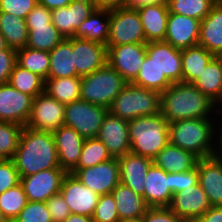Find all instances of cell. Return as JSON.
I'll list each match as a JSON object with an SVG mask.
<instances>
[{"mask_svg": "<svg viewBox=\"0 0 222 222\" xmlns=\"http://www.w3.org/2000/svg\"><path fill=\"white\" fill-rule=\"evenodd\" d=\"M160 113L169 122L195 118H220L217 104L193 84H171L160 94Z\"/></svg>", "mask_w": 222, "mask_h": 222, "instance_id": "obj_1", "label": "cell"}, {"mask_svg": "<svg viewBox=\"0 0 222 222\" xmlns=\"http://www.w3.org/2000/svg\"><path fill=\"white\" fill-rule=\"evenodd\" d=\"M20 177L52 168H60L51 131L23 127L18 147L12 158Z\"/></svg>", "mask_w": 222, "mask_h": 222, "instance_id": "obj_2", "label": "cell"}, {"mask_svg": "<svg viewBox=\"0 0 222 222\" xmlns=\"http://www.w3.org/2000/svg\"><path fill=\"white\" fill-rule=\"evenodd\" d=\"M219 118L185 119L169 123L170 143L199 159L218 154Z\"/></svg>", "mask_w": 222, "mask_h": 222, "instance_id": "obj_3", "label": "cell"}, {"mask_svg": "<svg viewBox=\"0 0 222 222\" xmlns=\"http://www.w3.org/2000/svg\"><path fill=\"white\" fill-rule=\"evenodd\" d=\"M130 152L153 159L170 143L169 122L161 113L128 122Z\"/></svg>", "mask_w": 222, "mask_h": 222, "instance_id": "obj_4", "label": "cell"}, {"mask_svg": "<svg viewBox=\"0 0 222 222\" xmlns=\"http://www.w3.org/2000/svg\"><path fill=\"white\" fill-rule=\"evenodd\" d=\"M128 82L109 64L81 77L80 99L107 109Z\"/></svg>", "mask_w": 222, "mask_h": 222, "instance_id": "obj_5", "label": "cell"}, {"mask_svg": "<svg viewBox=\"0 0 222 222\" xmlns=\"http://www.w3.org/2000/svg\"><path fill=\"white\" fill-rule=\"evenodd\" d=\"M108 112L130 121L160 113V93L128 83L116 96Z\"/></svg>", "mask_w": 222, "mask_h": 222, "instance_id": "obj_6", "label": "cell"}, {"mask_svg": "<svg viewBox=\"0 0 222 222\" xmlns=\"http://www.w3.org/2000/svg\"><path fill=\"white\" fill-rule=\"evenodd\" d=\"M107 113L106 107L79 99L65 105L64 125L73 128L84 139L95 138Z\"/></svg>", "mask_w": 222, "mask_h": 222, "instance_id": "obj_7", "label": "cell"}, {"mask_svg": "<svg viewBox=\"0 0 222 222\" xmlns=\"http://www.w3.org/2000/svg\"><path fill=\"white\" fill-rule=\"evenodd\" d=\"M146 43L145 33L136 8L110 10V29L106 47Z\"/></svg>", "mask_w": 222, "mask_h": 222, "instance_id": "obj_8", "label": "cell"}, {"mask_svg": "<svg viewBox=\"0 0 222 222\" xmlns=\"http://www.w3.org/2000/svg\"><path fill=\"white\" fill-rule=\"evenodd\" d=\"M79 181L98 195L109 194L120 183V165L118 158L83 169H72Z\"/></svg>", "mask_w": 222, "mask_h": 222, "instance_id": "obj_9", "label": "cell"}, {"mask_svg": "<svg viewBox=\"0 0 222 222\" xmlns=\"http://www.w3.org/2000/svg\"><path fill=\"white\" fill-rule=\"evenodd\" d=\"M65 104L45 91L33 98L32 110L26 127L34 130L54 131L64 125Z\"/></svg>", "mask_w": 222, "mask_h": 222, "instance_id": "obj_10", "label": "cell"}, {"mask_svg": "<svg viewBox=\"0 0 222 222\" xmlns=\"http://www.w3.org/2000/svg\"><path fill=\"white\" fill-rule=\"evenodd\" d=\"M146 45L147 43H131L107 47V63L131 83L137 77L146 57Z\"/></svg>", "mask_w": 222, "mask_h": 222, "instance_id": "obj_11", "label": "cell"}, {"mask_svg": "<svg viewBox=\"0 0 222 222\" xmlns=\"http://www.w3.org/2000/svg\"><path fill=\"white\" fill-rule=\"evenodd\" d=\"M67 172L62 168H52L30 176L20 177L28 201L46 202L51 196L60 193L61 184Z\"/></svg>", "mask_w": 222, "mask_h": 222, "instance_id": "obj_12", "label": "cell"}, {"mask_svg": "<svg viewBox=\"0 0 222 222\" xmlns=\"http://www.w3.org/2000/svg\"><path fill=\"white\" fill-rule=\"evenodd\" d=\"M33 97L20 92L8 82L0 84V121L26 126Z\"/></svg>", "mask_w": 222, "mask_h": 222, "instance_id": "obj_13", "label": "cell"}, {"mask_svg": "<svg viewBox=\"0 0 222 222\" xmlns=\"http://www.w3.org/2000/svg\"><path fill=\"white\" fill-rule=\"evenodd\" d=\"M60 193L71 214L93 216L100 195L82 184L74 174L67 173L64 176Z\"/></svg>", "mask_w": 222, "mask_h": 222, "instance_id": "obj_14", "label": "cell"}, {"mask_svg": "<svg viewBox=\"0 0 222 222\" xmlns=\"http://www.w3.org/2000/svg\"><path fill=\"white\" fill-rule=\"evenodd\" d=\"M168 207L178 217L188 222H196L211 207V204L198 183L173 194Z\"/></svg>", "mask_w": 222, "mask_h": 222, "instance_id": "obj_15", "label": "cell"}, {"mask_svg": "<svg viewBox=\"0 0 222 222\" xmlns=\"http://www.w3.org/2000/svg\"><path fill=\"white\" fill-rule=\"evenodd\" d=\"M93 0H72L66 7L51 10L52 24L65 38L74 37L79 25L96 9Z\"/></svg>", "mask_w": 222, "mask_h": 222, "instance_id": "obj_16", "label": "cell"}, {"mask_svg": "<svg viewBox=\"0 0 222 222\" xmlns=\"http://www.w3.org/2000/svg\"><path fill=\"white\" fill-rule=\"evenodd\" d=\"M76 76H85L102 68L108 60L106 45L72 37Z\"/></svg>", "mask_w": 222, "mask_h": 222, "instance_id": "obj_17", "label": "cell"}, {"mask_svg": "<svg viewBox=\"0 0 222 222\" xmlns=\"http://www.w3.org/2000/svg\"><path fill=\"white\" fill-rule=\"evenodd\" d=\"M146 55L172 83L182 82L181 50L165 41L147 42Z\"/></svg>", "mask_w": 222, "mask_h": 222, "instance_id": "obj_18", "label": "cell"}, {"mask_svg": "<svg viewBox=\"0 0 222 222\" xmlns=\"http://www.w3.org/2000/svg\"><path fill=\"white\" fill-rule=\"evenodd\" d=\"M200 24L195 18L169 12L164 41L180 50L198 45Z\"/></svg>", "mask_w": 222, "mask_h": 222, "instance_id": "obj_19", "label": "cell"}, {"mask_svg": "<svg viewBox=\"0 0 222 222\" xmlns=\"http://www.w3.org/2000/svg\"><path fill=\"white\" fill-rule=\"evenodd\" d=\"M128 122L109 112L104 117L98 138L107 147L112 158H120L130 152Z\"/></svg>", "mask_w": 222, "mask_h": 222, "instance_id": "obj_20", "label": "cell"}, {"mask_svg": "<svg viewBox=\"0 0 222 222\" xmlns=\"http://www.w3.org/2000/svg\"><path fill=\"white\" fill-rule=\"evenodd\" d=\"M198 181L211 206H222V158L215 156L199 159Z\"/></svg>", "mask_w": 222, "mask_h": 222, "instance_id": "obj_21", "label": "cell"}, {"mask_svg": "<svg viewBox=\"0 0 222 222\" xmlns=\"http://www.w3.org/2000/svg\"><path fill=\"white\" fill-rule=\"evenodd\" d=\"M173 193L171 191V172L152 164L145 176L143 199L149 208L168 207Z\"/></svg>", "mask_w": 222, "mask_h": 222, "instance_id": "obj_22", "label": "cell"}, {"mask_svg": "<svg viewBox=\"0 0 222 222\" xmlns=\"http://www.w3.org/2000/svg\"><path fill=\"white\" fill-rule=\"evenodd\" d=\"M60 168L69 173L78 163L82 152L84 138L73 128L61 126L52 131Z\"/></svg>", "mask_w": 222, "mask_h": 222, "instance_id": "obj_23", "label": "cell"}, {"mask_svg": "<svg viewBox=\"0 0 222 222\" xmlns=\"http://www.w3.org/2000/svg\"><path fill=\"white\" fill-rule=\"evenodd\" d=\"M118 161L120 165V183L143 196L145 176L153 164V160L129 152L118 158Z\"/></svg>", "mask_w": 222, "mask_h": 222, "instance_id": "obj_24", "label": "cell"}, {"mask_svg": "<svg viewBox=\"0 0 222 222\" xmlns=\"http://www.w3.org/2000/svg\"><path fill=\"white\" fill-rule=\"evenodd\" d=\"M136 9L143 25L146 43L164 41L169 14L168 4H150Z\"/></svg>", "mask_w": 222, "mask_h": 222, "instance_id": "obj_25", "label": "cell"}, {"mask_svg": "<svg viewBox=\"0 0 222 222\" xmlns=\"http://www.w3.org/2000/svg\"><path fill=\"white\" fill-rule=\"evenodd\" d=\"M198 45L215 56L222 54V2L217 1L201 21Z\"/></svg>", "mask_w": 222, "mask_h": 222, "instance_id": "obj_26", "label": "cell"}, {"mask_svg": "<svg viewBox=\"0 0 222 222\" xmlns=\"http://www.w3.org/2000/svg\"><path fill=\"white\" fill-rule=\"evenodd\" d=\"M152 160L155 166L164 169L167 173H179L195 168L199 158L169 143Z\"/></svg>", "mask_w": 222, "mask_h": 222, "instance_id": "obj_27", "label": "cell"}, {"mask_svg": "<svg viewBox=\"0 0 222 222\" xmlns=\"http://www.w3.org/2000/svg\"><path fill=\"white\" fill-rule=\"evenodd\" d=\"M110 29V10L96 8L76 30L74 37L86 41L107 44Z\"/></svg>", "mask_w": 222, "mask_h": 222, "instance_id": "obj_28", "label": "cell"}, {"mask_svg": "<svg viewBox=\"0 0 222 222\" xmlns=\"http://www.w3.org/2000/svg\"><path fill=\"white\" fill-rule=\"evenodd\" d=\"M193 85L214 101L222 112V66L217 56L209 62Z\"/></svg>", "mask_w": 222, "mask_h": 222, "instance_id": "obj_29", "label": "cell"}, {"mask_svg": "<svg viewBox=\"0 0 222 222\" xmlns=\"http://www.w3.org/2000/svg\"><path fill=\"white\" fill-rule=\"evenodd\" d=\"M111 193L117 205L120 221L142 217L149 208L143 196L122 183H119Z\"/></svg>", "mask_w": 222, "mask_h": 222, "instance_id": "obj_30", "label": "cell"}, {"mask_svg": "<svg viewBox=\"0 0 222 222\" xmlns=\"http://www.w3.org/2000/svg\"><path fill=\"white\" fill-rule=\"evenodd\" d=\"M214 57L215 55L201 45L182 49V82L193 84Z\"/></svg>", "mask_w": 222, "mask_h": 222, "instance_id": "obj_31", "label": "cell"}, {"mask_svg": "<svg viewBox=\"0 0 222 222\" xmlns=\"http://www.w3.org/2000/svg\"><path fill=\"white\" fill-rule=\"evenodd\" d=\"M50 68L47 79L67 78L76 76L72 37L65 38L50 52Z\"/></svg>", "mask_w": 222, "mask_h": 222, "instance_id": "obj_32", "label": "cell"}, {"mask_svg": "<svg viewBox=\"0 0 222 222\" xmlns=\"http://www.w3.org/2000/svg\"><path fill=\"white\" fill-rule=\"evenodd\" d=\"M0 32L4 36L7 46L11 49L17 51L26 47L28 29L25 19L0 12Z\"/></svg>", "mask_w": 222, "mask_h": 222, "instance_id": "obj_33", "label": "cell"}, {"mask_svg": "<svg viewBox=\"0 0 222 222\" xmlns=\"http://www.w3.org/2000/svg\"><path fill=\"white\" fill-rule=\"evenodd\" d=\"M44 91L63 104H69L80 99L81 77L46 79Z\"/></svg>", "mask_w": 222, "mask_h": 222, "instance_id": "obj_34", "label": "cell"}, {"mask_svg": "<svg viewBox=\"0 0 222 222\" xmlns=\"http://www.w3.org/2000/svg\"><path fill=\"white\" fill-rule=\"evenodd\" d=\"M27 29L28 41L26 47L30 49L50 52L65 39L52 22L46 26H27Z\"/></svg>", "mask_w": 222, "mask_h": 222, "instance_id": "obj_35", "label": "cell"}, {"mask_svg": "<svg viewBox=\"0 0 222 222\" xmlns=\"http://www.w3.org/2000/svg\"><path fill=\"white\" fill-rule=\"evenodd\" d=\"M131 84L154 90L160 94L164 92L172 83L161 73L158 66L146 55L137 77Z\"/></svg>", "mask_w": 222, "mask_h": 222, "instance_id": "obj_36", "label": "cell"}, {"mask_svg": "<svg viewBox=\"0 0 222 222\" xmlns=\"http://www.w3.org/2000/svg\"><path fill=\"white\" fill-rule=\"evenodd\" d=\"M8 83L20 92L33 98L43 93L45 86V81L40 76L30 72L18 63L14 66Z\"/></svg>", "mask_w": 222, "mask_h": 222, "instance_id": "obj_37", "label": "cell"}, {"mask_svg": "<svg viewBox=\"0 0 222 222\" xmlns=\"http://www.w3.org/2000/svg\"><path fill=\"white\" fill-rule=\"evenodd\" d=\"M17 63L30 72L37 74L44 81L48 78L50 54L47 51L24 47L17 50Z\"/></svg>", "mask_w": 222, "mask_h": 222, "instance_id": "obj_38", "label": "cell"}, {"mask_svg": "<svg viewBox=\"0 0 222 222\" xmlns=\"http://www.w3.org/2000/svg\"><path fill=\"white\" fill-rule=\"evenodd\" d=\"M112 158L107 147L98 138H88L83 142L82 152L77 165L73 169H83L98 165Z\"/></svg>", "mask_w": 222, "mask_h": 222, "instance_id": "obj_39", "label": "cell"}, {"mask_svg": "<svg viewBox=\"0 0 222 222\" xmlns=\"http://www.w3.org/2000/svg\"><path fill=\"white\" fill-rule=\"evenodd\" d=\"M217 0H169L170 13L185 15L202 21Z\"/></svg>", "mask_w": 222, "mask_h": 222, "instance_id": "obj_40", "label": "cell"}, {"mask_svg": "<svg viewBox=\"0 0 222 222\" xmlns=\"http://www.w3.org/2000/svg\"><path fill=\"white\" fill-rule=\"evenodd\" d=\"M28 203L21 184L0 194V209L8 222H13Z\"/></svg>", "mask_w": 222, "mask_h": 222, "instance_id": "obj_41", "label": "cell"}, {"mask_svg": "<svg viewBox=\"0 0 222 222\" xmlns=\"http://www.w3.org/2000/svg\"><path fill=\"white\" fill-rule=\"evenodd\" d=\"M23 126L0 121V155L12 159L18 147Z\"/></svg>", "mask_w": 222, "mask_h": 222, "instance_id": "obj_42", "label": "cell"}, {"mask_svg": "<svg viewBox=\"0 0 222 222\" xmlns=\"http://www.w3.org/2000/svg\"><path fill=\"white\" fill-rule=\"evenodd\" d=\"M13 222H53V220L46 202L28 201Z\"/></svg>", "mask_w": 222, "mask_h": 222, "instance_id": "obj_43", "label": "cell"}, {"mask_svg": "<svg viewBox=\"0 0 222 222\" xmlns=\"http://www.w3.org/2000/svg\"><path fill=\"white\" fill-rule=\"evenodd\" d=\"M92 217L94 222H121L112 193L100 195Z\"/></svg>", "mask_w": 222, "mask_h": 222, "instance_id": "obj_44", "label": "cell"}, {"mask_svg": "<svg viewBox=\"0 0 222 222\" xmlns=\"http://www.w3.org/2000/svg\"><path fill=\"white\" fill-rule=\"evenodd\" d=\"M20 184V175L12 159L0 163V194Z\"/></svg>", "mask_w": 222, "mask_h": 222, "instance_id": "obj_45", "label": "cell"}, {"mask_svg": "<svg viewBox=\"0 0 222 222\" xmlns=\"http://www.w3.org/2000/svg\"><path fill=\"white\" fill-rule=\"evenodd\" d=\"M38 0H0V12H6L26 19Z\"/></svg>", "mask_w": 222, "mask_h": 222, "instance_id": "obj_46", "label": "cell"}, {"mask_svg": "<svg viewBox=\"0 0 222 222\" xmlns=\"http://www.w3.org/2000/svg\"><path fill=\"white\" fill-rule=\"evenodd\" d=\"M46 205L53 222H63L70 214V209L61 193L51 196Z\"/></svg>", "mask_w": 222, "mask_h": 222, "instance_id": "obj_47", "label": "cell"}, {"mask_svg": "<svg viewBox=\"0 0 222 222\" xmlns=\"http://www.w3.org/2000/svg\"><path fill=\"white\" fill-rule=\"evenodd\" d=\"M198 183L197 165L187 172L171 173V191L173 194Z\"/></svg>", "mask_w": 222, "mask_h": 222, "instance_id": "obj_48", "label": "cell"}, {"mask_svg": "<svg viewBox=\"0 0 222 222\" xmlns=\"http://www.w3.org/2000/svg\"><path fill=\"white\" fill-rule=\"evenodd\" d=\"M143 218L144 222H188L178 217L169 207L148 208Z\"/></svg>", "mask_w": 222, "mask_h": 222, "instance_id": "obj_49", "label": "cell"}, {"mask_svg": "<svg viewBox=\"0 0 222 222\" xmlns=\"http://www.w3.org/2000/svg\"><path fill=\"white\" fill-rule=\"evenodd\" d=\"M17 63V51L8 47L0 51V84L7 83Z\"/></svg>", "mask_w": 222, "mask_h": 222, "instance_id": "obj_50", "label": "cell"}, {"mask_svg": "<svg viewBox=\"0 0 222 222\" xmlns=\"http://www.w3.org/2000/svg\"><path fill=\"white\" fill-rule=\"evenodd\" d=\"M25 21L27 26H46L52 22L51 10L37 3L27 15Z\"/></svg>", "mask_w": 222, "mask_h": 222, "instance_id": "obj_51", "label": "cell"}, {"mask_svg": "<svg viewBox=\"0 0 222 222\" xmlns=\"http://www.w3.org/2000/svg\"><path fill=\"white\" fill-rule=\"evenodd\" d=\"M196 222H222V207L211 206Z\"/></svg>", "mask_w": 222, "mask_h": 222, "instance_id": "obj_52", "label": "cell"}, {"mask_svg": "<svg viewBox=\"0 0 222 222\" xmlns=\"http://www.w3.org/2000/svg\"><path fill=\"white\" fill-rule=\"evenodd\" d=\"M97 8L113 10L126 7L127 0H93Z\"/></svg>", "mask_w": 222, "mask_h": 222, "instance_id": "obj_53", "label": "cell"}, {"mask_svg": "<svg viewBox=\"0 0 222 222\" xmlns=\"http://www.w3.org/2000/svg\"><path fill=\"white\" fill-rule=\"evenodd\" d=\"M169 0H127L126 7L138 8L150 4H168Z\"/></svg>", "mask_w": 222, "mask_h": 222, "instance_id": "obj_54", "label": "cell"}, {"mask_svg": "<svg viewBox=\"0 0 222 222\" xmlns=\"http://www.w3.org/2000/svg\"><path fill=\"white\" fill-rule=\"evenodd\" d=\"M72 0H38V3L47 7L49 10L66 7Z\"/></svg>", "mask_w": 222, "mask_h": 222, "instance_id": "obj_55", "label": "cell"}, {"mask_svg": "<svg viewBox=\"0 0 222 222\" xmlns=\"http://www.w3.org/2000/svg\"><path fill=\"white\" fill-rule=\"evenodd\" d=\"M63 222H94V220L90 216L70 214Z\"/></svg>", "mask_w": 222, "mask_h": 222, "instance_id": "obj_56", "label": "cell"}, {"mask_svg": "<svg viewBox=\"0 0 222 222\" xmlns=\"http://www.w3.org/2000/svg\"><path fill=\"white\" fill-rule=\"evenodd\" d=\"M218 155L222 158V112L218 121Z\"/></svg>", "mask_w": 222, "mask_h": 222, "instance_id": "obj_57", "label": "cell"}, {"mask_svg": "<svg viewBox=\"0 0 222 222\" xmlns=\"http://www.w3.org/2000/svg\"><path fill=\"white\" fill-rule=\"evenodd\" d=\"M8 48L4 36L0 32V51L6 50Z\"/></svg>", "mask_w": 222, "mask_h": 222, "instance_id": "obj_58", "label": "cell"}, {"mask_svg": "<svg viewBox=\"0 0 222 222\" xmlns=\"http://www.w3.org/2000/svg\"><path fill=\"white\" fill-rule=\"evenodd\" d=\"M121 222H144V218L142 216V217H138V218L126 219Z\"/></svg>", "mask_w": 222, "mask_h": 222, "instance_id": "obj_59", "label": "cell"}, {"mask_svg": "<svg viewBox=\"0 0 222 222\" xmlns=\"http://www.w3.org/2000/svg\"><path fill=\"white\" fill-rule=\"evenodd\" d=\"M0 222H8V220L4 217L1 209H0Z\"/></svg>", "mask_w": 222, "mask_h": 222, "instance_id": "obj_60", "label": "cell"}, {"mask_svg": "<svg viewBox=\"0 0 222 222\" xmlns=\"http://www.w3.org/2000/svg\"><path fill=\"white\" fill-rule=\"evenodd\" d=\"M217 57L219 58L220 62H221V66H222V54L217 55Z\"/></svg>", "mask_w": 222, "mask_h": 222, "instance_id": "obj_61", "label": "cell"}, {"mask_svg": "<svg viewBox=\"0 0 222 222\" xmlns=\"http://www.w3.org/2000/svg\"><path fill=\"white\" fill-rule=\"evenodd\" d=\"M5 158L0 155V163L4 160Z\"/></svg>", "mask_w": 222, "mask_h": 222, "instance_id": "obj_62", "label": "cell"}]
</instances>
